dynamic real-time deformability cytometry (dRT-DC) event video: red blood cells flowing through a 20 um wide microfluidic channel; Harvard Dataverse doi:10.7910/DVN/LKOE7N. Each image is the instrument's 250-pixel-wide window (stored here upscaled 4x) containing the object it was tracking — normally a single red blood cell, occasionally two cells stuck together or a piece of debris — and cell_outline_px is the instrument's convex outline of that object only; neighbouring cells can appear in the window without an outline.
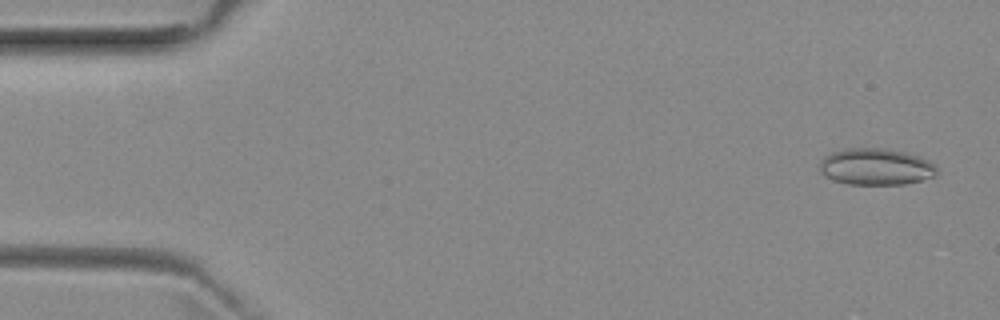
{"species": "common noctule bat (a hibernating species)", "species_latin": "Nyctalus noctula", "temperature_condition": "room temperature", "stored_images_in_passage": 25, "camera_frame_rate_fps": 3000, "um_per_image_px": 0.085, "animal": {"sex": "female", "body_mass_g": 29.2, "forearm_length_mm": 56.3}, "frame": {"image": 1, "passage_image": 2, "time_ms": 0.333, "image_size_px": [1000, 320], "cell_outline_px": [[936, 176], [904, 184], [848, 184], [832, 180], [824, 176], [820, 172], [820, 164], [824, 156], [832, 152], [844, 148], [884, 148], [904, 152], [920, 156], [932, 164], [936, 168]], "centroid_in_image_um": [74.41, 14.17], "position_along_channel_um": 10.6, "area_um2": 24.97}}
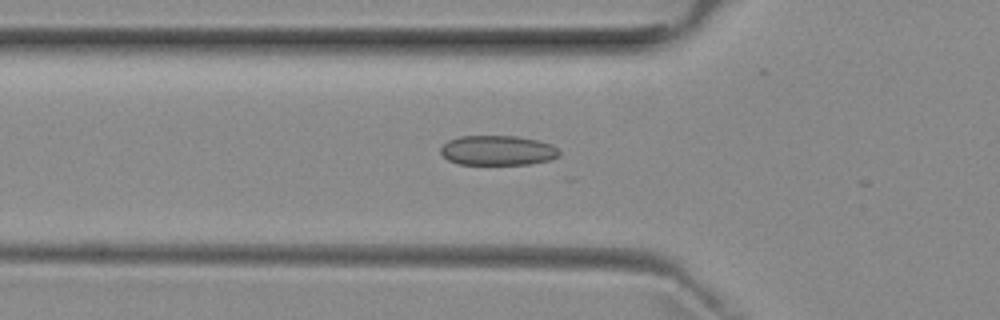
{"frame": {"image": 2, "passage_image": 17, "time_ms": 5.333, "image_size_px": [1000, 320], "cell_outline_px": [[560, 156], [548, 160], [528, 164], [460, 164], [448, 160], [440, 152], [440, 148], [448, 140], [460, 136], [516, 136], [536, 140], [552, 144], [560, 152]], "centroid_in_image_um": [42.29, 12.78], "position_along_channel_um": 83.5, "area_um2": 20.52}}
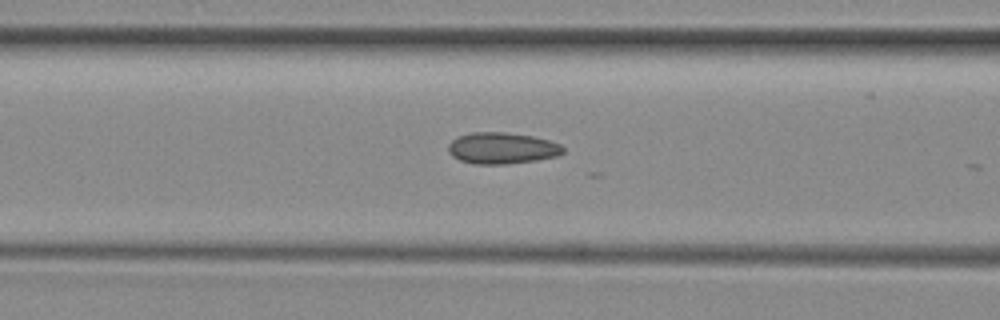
{"frame": {"image": 3, "passage_image": 20, "time_ms": 6.333, "image_size_px": [1000, 320], "cell_outline_px": [[564, 152], [556, 156], [536, 160], [508, 164], [476, 164], [460, 160], [452, 156], [448, 152], [448, 144], [452, 140], [460, 136], [472, 132], [504, 132], [532, 136], [548, 140], [560, 144], [564, 148]], "centroid_in_image_um": [42.66, 12.6], "position_along_channel_um": 123.9, "area_um2": 20.92}}